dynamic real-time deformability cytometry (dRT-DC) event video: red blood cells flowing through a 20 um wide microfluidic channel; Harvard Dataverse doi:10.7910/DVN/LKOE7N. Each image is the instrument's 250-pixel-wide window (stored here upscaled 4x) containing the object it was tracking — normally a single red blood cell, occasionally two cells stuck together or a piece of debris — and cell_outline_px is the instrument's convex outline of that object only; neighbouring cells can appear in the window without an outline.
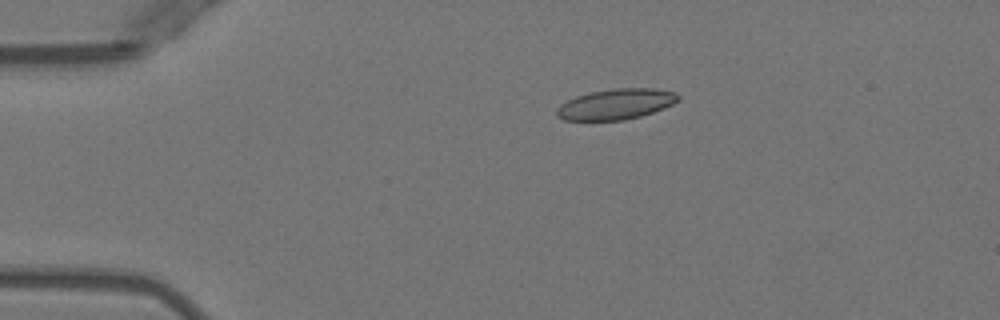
{"species": "Egyptian fruit bat (a non-hibernating species)", "species_latin": "Rousettus aegyptiacus", "temperature_condition": "warm", "stored_images_in_passage": 2, "camera_frame_rate_fps": 3000, "um_per_image_px": 0.085, "animal": {"sex": "female"}, "frame": {"image": 1, "passage_image": 1, "time_ms": 0.0, "image_size_px": [1000, 320], "cell_outline_px": [[680, 100], [664, 108], [640, 116], [624, 120], [564, 120], [556, 116], [556, 108], [560, 104], [576, 96], [592, 92], [612, 88], [652, 88], [672, 92], [680, 96]], "centroid_in_image_um": [52.33, 8.85], "position_along_channel_um": 32.7, "area_um2": 21.56}}
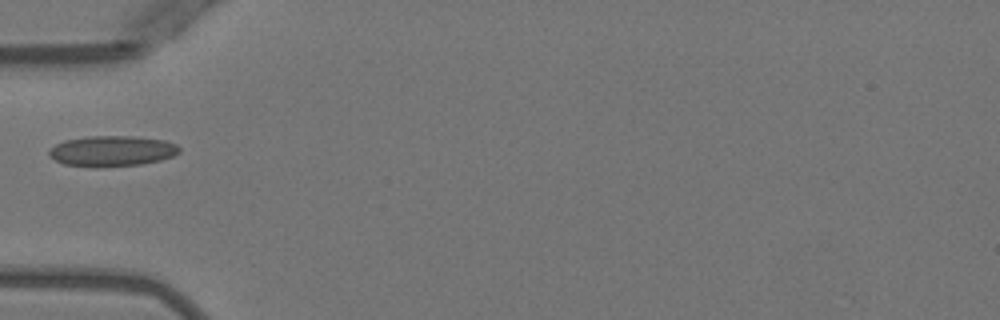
{"frame": {"image": 2, "passage_image": 2, "time_ms": 2.333, "image_size_px": [1000, 320], "cell_outline_px": [[180, 152], [172, 156], [160, 160], [140, 164], [96, 168], [64, 164], [48, 156], [48, 148], [64, 140], [88, 136], [132, 136], [164, 140], [176, 144], [180, 148]], "centroid_in_image_um": [9.48, 12.84], "position_along_channel_um": 75.5, "area_um2": 23.41}}